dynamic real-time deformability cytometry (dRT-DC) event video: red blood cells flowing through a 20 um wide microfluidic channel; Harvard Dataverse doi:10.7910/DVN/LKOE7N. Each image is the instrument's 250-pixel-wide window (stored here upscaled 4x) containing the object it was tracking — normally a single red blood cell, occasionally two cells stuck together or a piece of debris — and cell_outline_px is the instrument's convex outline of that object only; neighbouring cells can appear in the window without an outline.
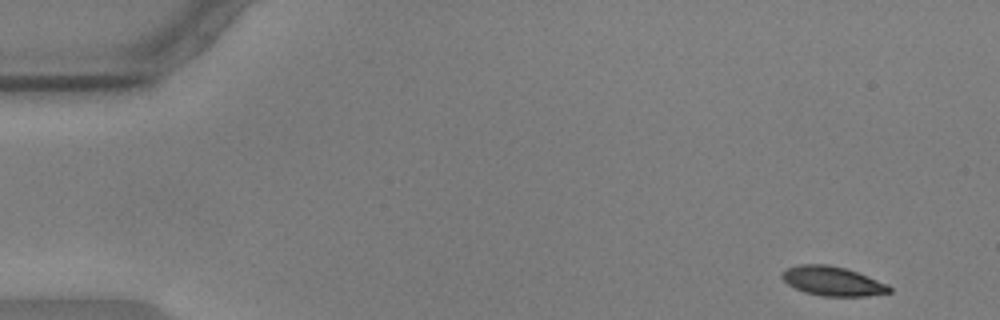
{"species": "common noctule bat (a hibernating species)", "species_latin": "Nyctalus noctula", "temperature_condition": "warm", "stored_images_in_passage": 53, "camera_frame_rate_fps": 3000, "um_per_image_px": 0.085, "animal": {"sex": "male", "body_mass_g": 17.9, "forearm_length_mm": 54.2}, "frame": {"image": 1, "passage_image": 1, "time_ms": 0.0, "image_size_px": [1000, 320], "cell_outline_px": [[892, 292], [868, 296], [820, 296], [804, 292], [788, 284], [780, 276], [780, 272], [788, 268], [800, 264], [828, 264], [844, 268], [868, 276], [888, 284], [892, 288]], "centroid_in_image_um": [70.77, 23.9], "position_along_channel_um": 14.2, "area_um2": 18.38}}
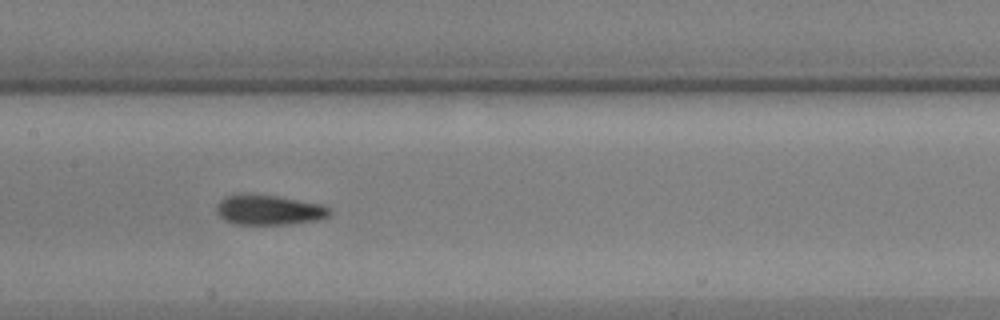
{"frame": {"image": 2, "passage_image": 25, "time_ms": 8.0, "image_size_px": [1000, 320], "cell_outline_px": [[332, 212], [328, 216], [320, 220], [288, 224], [232, 224], [224, 220], [216, 212], [216, 204], [224, 196], [240, 192], [252, 192], [276, 196], [320, 204], [332, 208]], "centroid_in_image_um": [22.81, 17.82], "position_along_channel_um": 184.6, "area_um2": 20.35}}
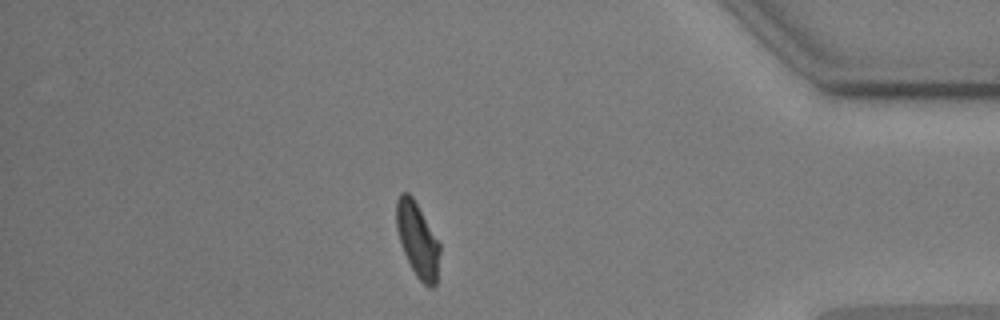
{"frame": {"image": 3, "passage_image": 46, "time_ms": 15.0, "image_size_px": [1000, 320], "cell_outline_px": [[440, 252], [436, 284], [432, 288], [428, 288], [416, 276], [400, 244], [396, 228], [396, 200], [400, 192], [408, 192], [412, 196], [440, 244]], "centroid_in_image_um": [35.48, 20.39], "position_along_channel_um": 399.7, "area_um2": 18.79}, "authors_computed_cell_mechanics": {"area_um2": 19.4208, "velocity_mm_per_s": 3.5742, "shape_relaxation_time_tau1_ms": 3.4169, "shape_relaxation_time_tau2_ms": 1.682, "deformation_change_tau1": 0.1503, "deformation_change_tau2": 0.0593}}